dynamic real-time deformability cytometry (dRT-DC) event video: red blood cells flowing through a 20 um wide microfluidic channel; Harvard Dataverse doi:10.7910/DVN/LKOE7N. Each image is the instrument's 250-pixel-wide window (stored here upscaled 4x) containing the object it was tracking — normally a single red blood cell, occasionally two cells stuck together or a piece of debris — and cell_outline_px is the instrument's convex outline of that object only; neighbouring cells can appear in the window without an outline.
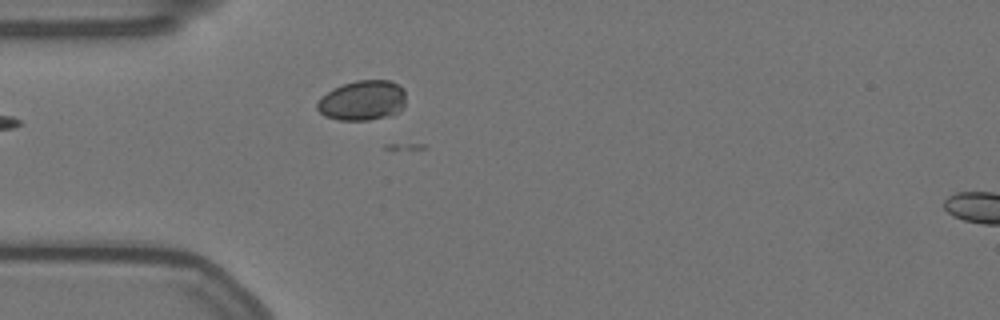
{"species": "Egyptian fruit bat (a non-hibernating species)", "species_latin": "Rousettus aegyptiacus", "temperature_condition": "warm", "stored_images_in_passage": 10, "camera_frame_rate_fps": 3000, "um_per_image_px": 0.085, "animal": {"sex": "female"}, "frame": {"image": 1, "passage_image": 2, "time_ms": 0.333, "image_size_px": [1000, 320], "cell_outline_px": [[404, 108], [400, 112], [392, 116], [368, 120], [340, 120], [324, 116], [316, 108], [316, 104], [332, 88], [356, 80], [392, 80], [404, 88]], "centroid_in_image_um": [30.85, 8.54], "position_along_channel_um": 54.1, "area_um2": 20.87}}
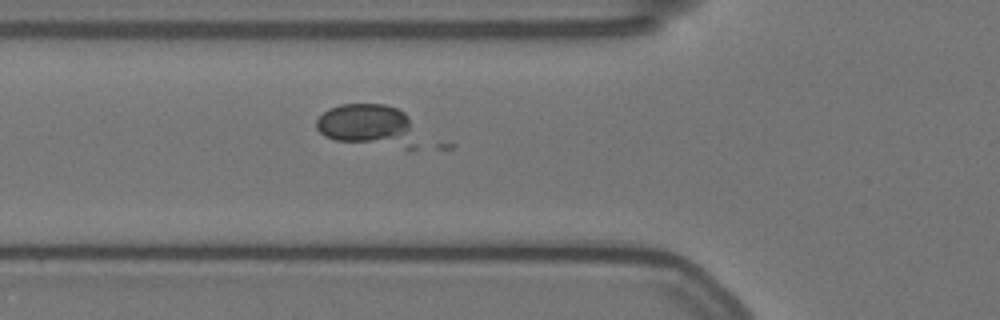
{"frame": {"image": 2, "passage_image": 6, "time_ms": 1.667, "image_size_px": [1000, 320], "cell_outline_px": [[416, 148], [404, 148], [336, 140], [324, 136], [316, 128], [316, 120], [328, 108], [340, 104], [384, 104], [396, 108], [404, 112], [408, 116], [416, 144]], "centroid_in_image_um": [31.23, 10.64], "position_along_channel_um": 94.6, "area_um2": 24.68}}